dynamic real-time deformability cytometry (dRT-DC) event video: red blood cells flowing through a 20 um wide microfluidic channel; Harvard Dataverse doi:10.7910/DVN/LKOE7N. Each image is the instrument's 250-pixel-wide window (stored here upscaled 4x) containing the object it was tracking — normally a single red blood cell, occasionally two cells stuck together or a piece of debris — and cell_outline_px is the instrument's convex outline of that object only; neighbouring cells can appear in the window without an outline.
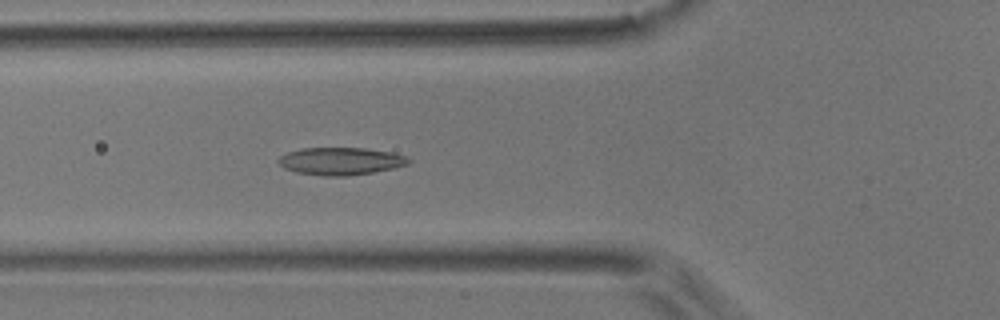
{"species": "common noctule bat (a hibernating species)", "species_latin": "Nyctalus noctula", "temperature_condition": "room temperature", "stored_images_in_passage": 55, "camera_frame_rate_fps": 3000, "um_per_image_px": 0.085, "animal": {"sex": "male", "body_mass_g": 17.9}, "frame": {"image": 1, "passage_image": 20, "time_ms": 6.333, "image_size_px": [1000, 320], "cell_outline_px": [[412, 160], [408, 164], [392, 168], [372, 172], [348, 176], [324, 176], [296, 172], [284, 168], [276, 160], [280, 156], [288, 152], [300, 148], [364, 148], [392, 152], [404, 156]], "centroid_in_image_um": [28.93, 13.69], "position_along_channel_um": 96.9, "area_um2": 20.81}}
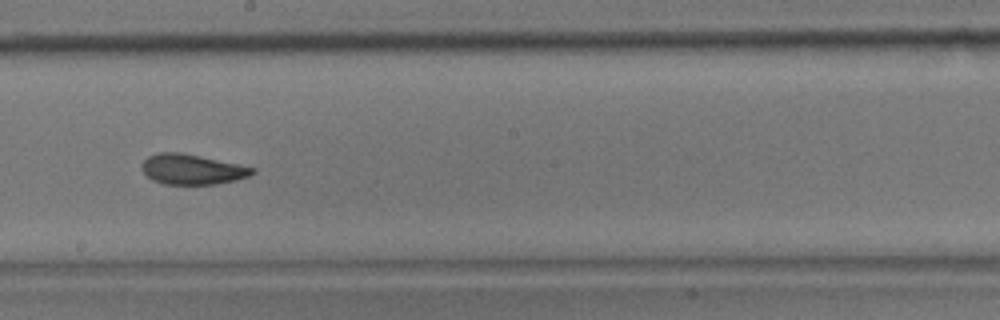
{"frame": {"image": 2, "passage_image": 31, "time_ms": 10.0, "image_size_px": [1000, 320], "cell_outline_px": [[256, 172], [248, 176], [236, 180], [216, 184], [164, 184], [152, 180], [140, 168], [140, 164], [148, 156], [160, 152], [180, 152], [256, 168]], "centroid_in_image_um": [16.3, 14.39], "position_along_channel_um": 231.9, "area_um2": 19.36}}
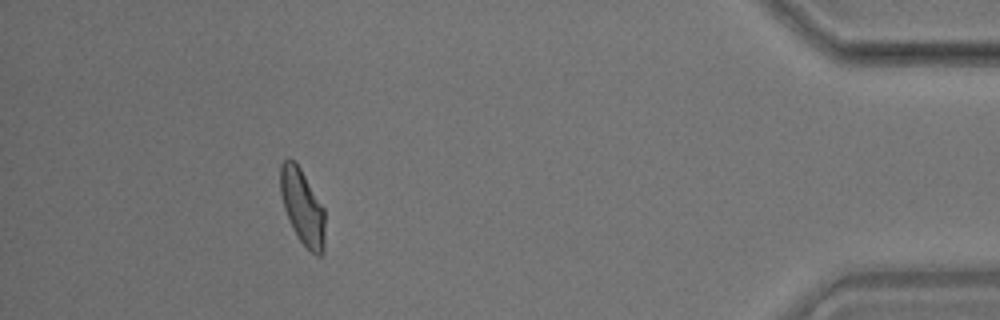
{"frame": {"image": 3, "passage_image": 50, "time_ms": 16.333, "image_size_px": [1000, 320], "cell_outline_px": [[324, 252], [320, 256], [316, 256], [300, 240], [292, 228], [284, 208], [280, 192], [280, 164], [288, 156], [300, 168], [324, 208]], "centroid_in_image_um": [25.7, 17.58], "position_along_channel_um": 409.5, "area_um2": 19.42}, "authors_computed_cell_mechanics": {"area_um2": 20.1722, "velocity_mm_per_s": 3.6712, "shape_relaxation_time_tau1_ms": 4.8304, "shape_relaxation_time_tau2_ms": 1.9053, "deformation_change_tau1": 0.1556, "deformation_change_tau2": 0.091}}